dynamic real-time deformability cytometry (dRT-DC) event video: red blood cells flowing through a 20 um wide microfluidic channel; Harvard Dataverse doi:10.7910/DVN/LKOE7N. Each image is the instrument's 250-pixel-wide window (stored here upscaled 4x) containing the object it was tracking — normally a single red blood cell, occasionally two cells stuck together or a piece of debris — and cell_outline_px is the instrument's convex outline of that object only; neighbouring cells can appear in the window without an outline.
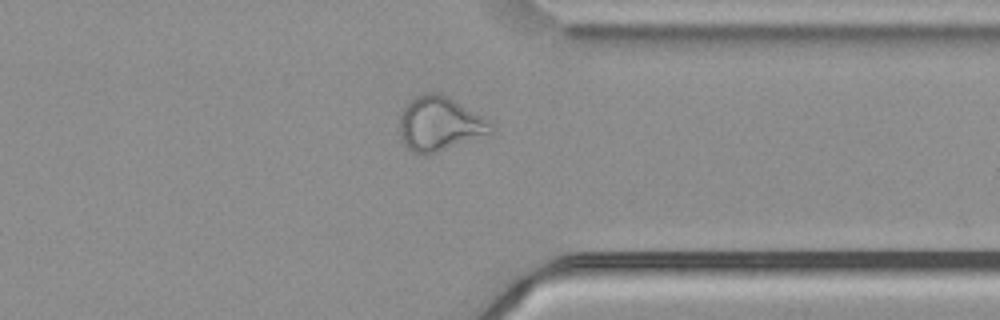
{"species": "common noctule bat (a hibernating species)", "species_latin": "Nyctalus noctula", "temperature_condition": "cold", "stored_images_in_passage": 33, "camera_frame_rate_fps": 3000, "um_per_image_px": 0.085, "animal": {"sex": "male", "body_mass_g": 21.5, "forearm_length_mm": 52.0}, "frame": {"image": 1, "passage_image": 28, "time_ms": 9.0, "image_size_px": [1000, 320], "cell_outline_px": [[496, 132], [492, 136], [436, 152], [412, 152], [404, 144], [400, 136], [400, 116], [404, 108], [416, 96], [424, 92], [436, 92], [460, 104], [480, 116]], "centroid_in_image_um": [37.39, 10.56], "position_along_channel_um": 374.0, "area_um2": 28.38}}